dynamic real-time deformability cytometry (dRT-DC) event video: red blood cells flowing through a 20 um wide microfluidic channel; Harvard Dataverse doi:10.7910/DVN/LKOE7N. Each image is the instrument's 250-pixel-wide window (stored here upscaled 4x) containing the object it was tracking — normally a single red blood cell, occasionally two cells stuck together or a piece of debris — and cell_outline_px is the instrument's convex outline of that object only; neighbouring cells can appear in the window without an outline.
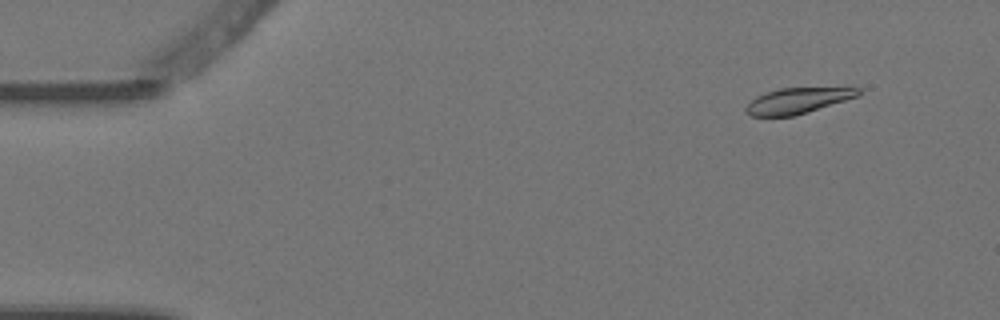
{"species": "Egyptian fruit bat (a non-hibernating species)", "species_latin": "Rousettus aegyptiacus", "temperature_condition": "warm", "stored_images_in_passage": 5, "camera_frame_rate_fps": 3000, "um_per_image_px": 0.085, "animal": {"sex": "female"}, "frame": {"image": 1, "passage_image": 2, "time_ms": 0.333, "image_size_px": [1000, 320], "cell_outline_px": [[860, 96], [808, 112], [792, 116], [752, 116], [744, 112], [744, 108], [756, 96], [780, 88], [860, 88]], "centroid_in_image_um": [67.8, 8.57], "position_along_channel_um": 17.2, "area_um2": 16.7}}
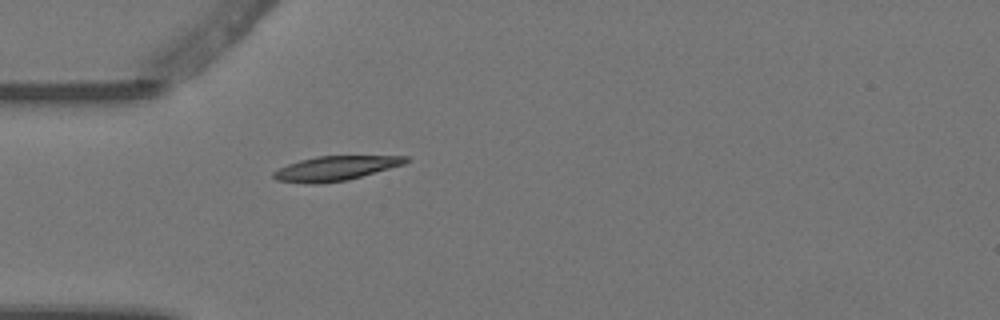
{"frame": {"image": 2, "passage_image": 5, "time_ms": 1.333, "image_size_px": [1000, 320], "cell_outline_px": [[408, 160], [404, 164], [348, 180], [320, 184], [312, 184], [276, 180], [272, 176], [272, 172], [288, 164], [300, 160], [316, 156], [408, 156]], "centroid_in_image_um": [28.49, 14.31], "position_along_channel_um": 56.5, "area_um2": 18.79}}